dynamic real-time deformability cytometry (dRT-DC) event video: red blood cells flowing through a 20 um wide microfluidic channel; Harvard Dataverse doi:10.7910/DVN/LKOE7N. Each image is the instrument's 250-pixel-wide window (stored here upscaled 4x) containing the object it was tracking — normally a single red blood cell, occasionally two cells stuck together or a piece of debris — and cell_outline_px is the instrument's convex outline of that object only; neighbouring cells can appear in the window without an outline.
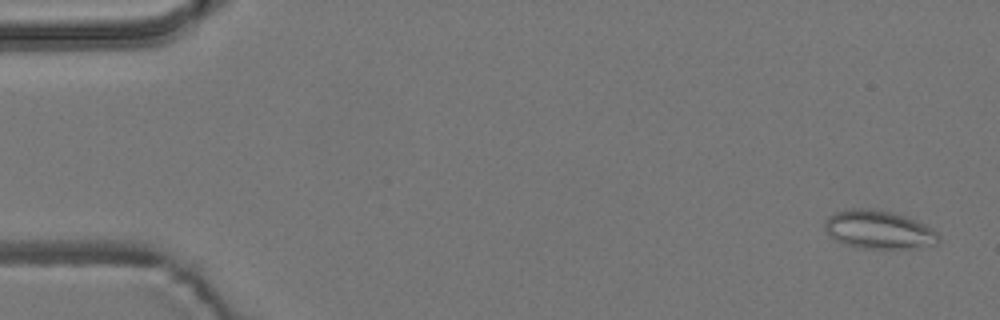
{"species": "common noctule bat (a hibernating species)", "species_latin": "Nyctalus noctula", "temperature_condition": "room temperature", "stored_images_in_passage": 5, "camera_frame_rate_fps": 3000, "um_per_image_px": 0.085, "animal": {"sex": "male", "body_mass_g": 19.2, "forearm_length_mm": 51.8}, "frame": {"image": 1, "passage_image": 1, "time_ms": 0.0, "image_size_px": [1000, 320], "cell_outline_px": [[940, 240], [912, 248], [856, 248], [836, 240], [824, 228], [824, 220], [828, 216], [836, 212], [852, 208], [888, 212], [904, 216], [924, 224], [932, 228], [940, 236]], "centroid_in_image_um": [74.64, 19.53], "position_along_channel_um": 10.4, "area_um2": 24.68}}